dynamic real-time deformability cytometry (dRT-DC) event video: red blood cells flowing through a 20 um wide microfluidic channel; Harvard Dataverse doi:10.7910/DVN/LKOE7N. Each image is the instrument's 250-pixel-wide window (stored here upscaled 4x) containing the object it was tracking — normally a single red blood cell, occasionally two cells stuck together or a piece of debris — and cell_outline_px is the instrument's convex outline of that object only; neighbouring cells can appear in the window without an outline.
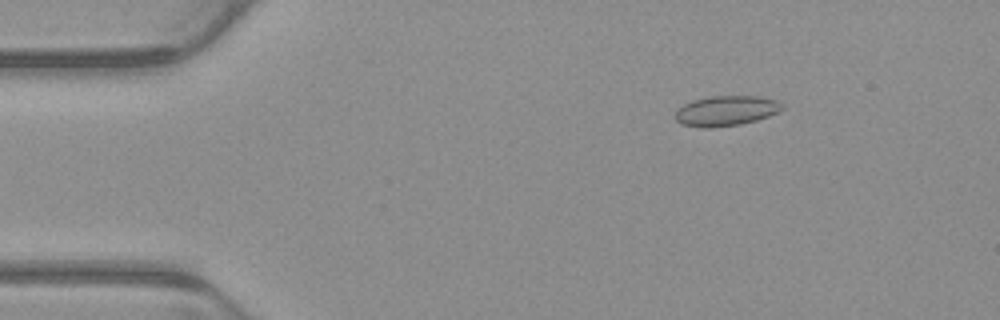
{"species": "common noctule bat (a hibernating species)", "species_latin": "Nyctalus noctula", "temperature_condition": "warm", "stored_images_in_passage": 5, "camera_frame_rate_fps": 3000, "um_per_image_px": 0.085, "animal": {"sex": "male", "body_mass_g": 23.1, "forearm_length_mm": 52.7}, "frame": {"image": 1, "passage_image": 5, "time_ms": 1.333, "image_size_px": [1000, 320], "cell_outline_px": [[784, 108], [768, 116], [756, 120], [740, 124], [712, 128], [700, 128], [680, 124], [676, 120], [676, 112], [684, 104], [692, 100], [712, 96], [756, 96], [780, 100], [784, 104]], "centroid_in_image_um": [61.73, 9.42], "position_along_channel_um": 23.3, "area_um2": 18.84}}